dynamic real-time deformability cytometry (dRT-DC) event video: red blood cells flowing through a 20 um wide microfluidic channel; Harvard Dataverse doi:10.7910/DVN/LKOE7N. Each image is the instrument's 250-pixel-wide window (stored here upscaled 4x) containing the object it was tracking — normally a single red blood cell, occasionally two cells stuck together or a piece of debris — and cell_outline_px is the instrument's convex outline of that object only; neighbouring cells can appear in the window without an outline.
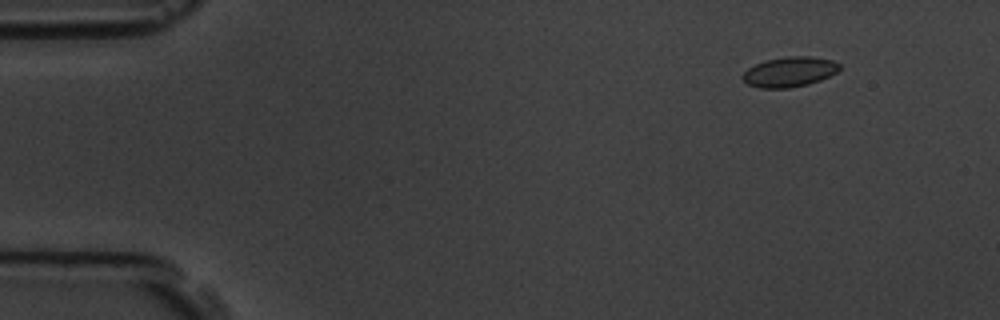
{"species": "common noctule bat (a hibernating species)", "species_latin": "Nyctalus noctula", "temperature_condition": "room temperature", "stored_images_in_passage": 4, "camera_frame_rate_fps": 3000, "um_per_image_px": 0.085, "animal": {"sex": "male", "body_mass_g": 19.5, "forearm_length_mm": 54.6}, "frame": {"image": 1, "passage_image": 2, "time_ms": 1.333, "image_size_px": [1000, 320], "cell_outline_px": [[840, 68], [836, 72], [820, 80], [808, 84], [788, 88], [760, 88], [748, 84], [740, 76], [748, 68], [764, 60], [788, 56], [808, 56], [832, 60], [840, 64]], "centroid_in_image_um": [67.08, 6.1], "position_along_channel_um": 17.9, "area_um2": 16.88}}